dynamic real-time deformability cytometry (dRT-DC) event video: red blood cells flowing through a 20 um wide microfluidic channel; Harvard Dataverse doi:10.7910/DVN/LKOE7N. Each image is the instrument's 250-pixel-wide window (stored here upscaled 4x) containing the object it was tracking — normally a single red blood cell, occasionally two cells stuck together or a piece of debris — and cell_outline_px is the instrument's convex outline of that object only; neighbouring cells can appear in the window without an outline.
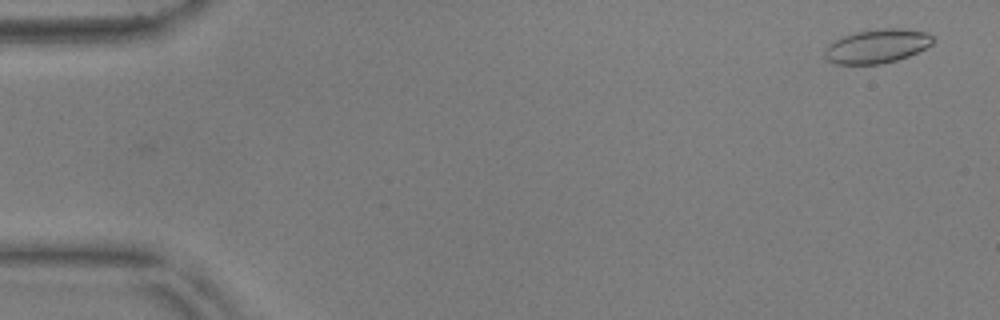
{"species": "common noctule bat (a hibernating species)", "species_latin": "Nyctalus noctula", "temperature_condition": "warm", "stored_images_in_passage": 56, "camera_frame_rate_fps": 3000, "um_per_image_px": 0.085, "animal": {"sex": "male", "body_mass_g": 17.9, "forearm_length_mm": 54.2}, "frame": {"image": 1, "passage_image": 3, "time_ms": 0.667, "image_size_px": [1000, 320], "cell_outline_px": [[936, 40], [932, 44], [908, 56], [896, 60], [880, 64], [836, 64], [828, 60], [824, 56], [824, 52], [840, 36], [856, 32], [884, 28], [904, 28], [928, 32]], "centroid_in_image_um": [74.59, 3.91], "position_along_channel_um": 10.4, "area_um2": 21.27}}
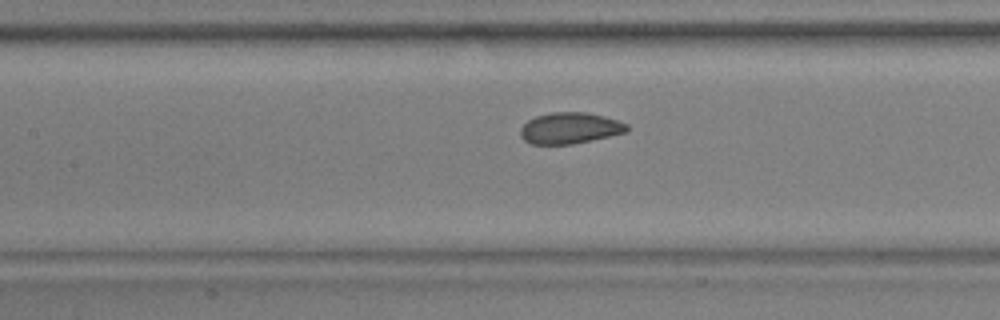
{"frame": {"image": 2, "passage_image": 26, "time_ms": 8.333, "image_size_px": [1000, 320], "cell_outline_px": [[628, 132], [572, 144], [532, 144], [524, 140], [520, 136], [520, 128], [528, 120], [536, 116], [552, 112], [588, 112], [604, 116], [628, 124]], "centroid_in_image_um": [48.44, 10.89], "position_along_channel_um": 159.0, "area_um2": 19.36}}
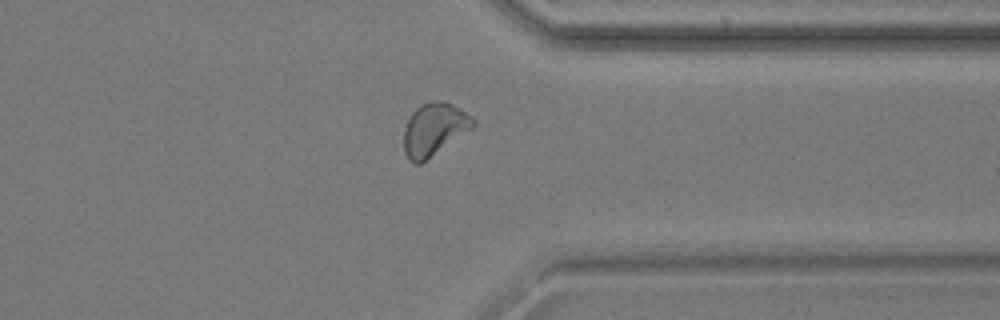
{"frame": {"image": 3, "passage_image": 44, "time_ms": 14.333, "image_size_px": [1000, 320], "cell_outline_px": [[476, 124], [472, 128], [420, 164], [416, 164], [408, 160], [404, 152], [404, 128], [412, 112], [420, 104], [432, 100], [444, 100], [460, 108], [476, 120]], "centroid_in_image_um": [36.89, 10.97], "position_along_channel_um": 374.5, "area_um2": 21.21}, "authors_computed_cell_mechanics": {"area_um2": 20.7213, "velocity_mm_per_s": 3.6484, "shape_relaxation_time_tau1_ms": 4.9145, "shape_relaxation_time_tau2_ms": 0.6999, "deformation_change_tau1": 0.0863, "deformation_change_tau2": 0.047}}